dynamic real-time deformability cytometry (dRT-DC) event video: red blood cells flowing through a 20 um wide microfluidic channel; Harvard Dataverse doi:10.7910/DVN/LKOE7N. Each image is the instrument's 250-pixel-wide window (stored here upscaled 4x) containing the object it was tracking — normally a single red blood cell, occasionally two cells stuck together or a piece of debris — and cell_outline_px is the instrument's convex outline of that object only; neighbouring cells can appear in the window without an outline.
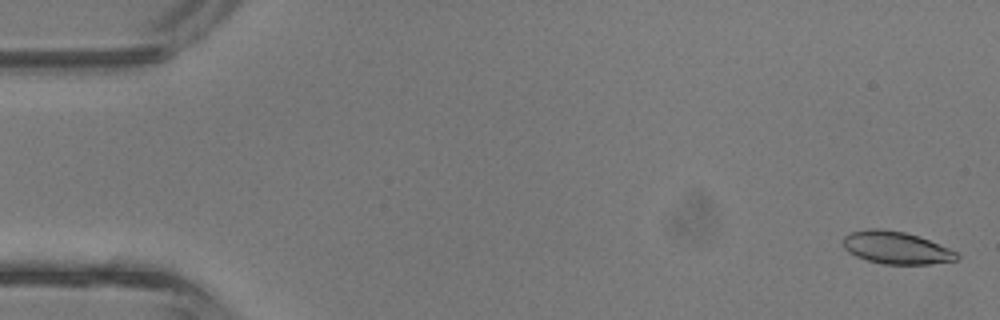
{"species": "common noctule bat (a hibernating species)", "species_latin": "Nyctalus noctula", "temperature_condition": "room temperature", "stored_images_in_passage": 4, "camera_frame_rate_fps": 3000, "um_per_image_px": 0.085, "animal": {"sex": "male", "body_mass_g": 13.3}, "frame": {"image": 1, "passage_image": 1, "time_ms": 0.0, "image_size_px": [1000, 320], "cell_outline_px": [[960, 256], [956, 260], [928, 264], [884, 264], [868, 260], [856, 256], [848, 252], [844, 248], [844, 236], [852, 232], [868, 228], [880, 228], [904, 232], [928, 240], [960, 252]], "centroid_in_image_um": [76.19, 21.06], "position_along_channel_um": 8.8, "area_um2": 21.39}}
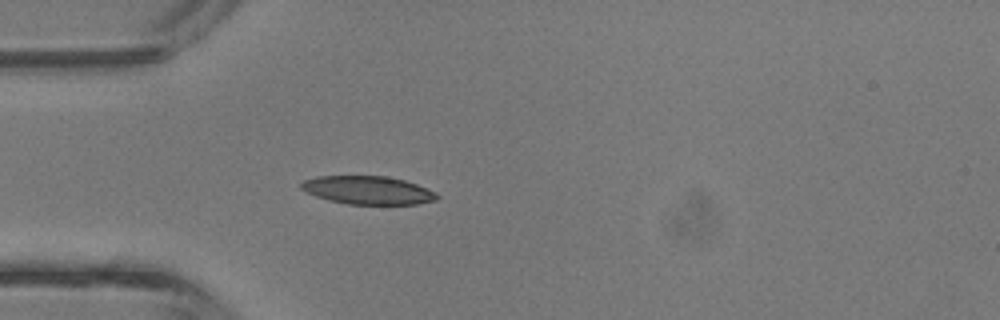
{"frame": {"image": 2, "passage_image": 4, "time_ms": 1.0, "image_size_px": [1000, 320], "cell_outline_px": [[440, 196], [436, 200], [416, 204], [348, 204], [328, 200], [316, 196], [300, 188], [300, 184], [304, 180], [316, 176], [388, 176], [404, 180], [416, 184], [436, 192]], "centroid_in_image_um": [31.28, 16.16], "position_along_channel_um": 53.7, "area_um2": 22.31}}